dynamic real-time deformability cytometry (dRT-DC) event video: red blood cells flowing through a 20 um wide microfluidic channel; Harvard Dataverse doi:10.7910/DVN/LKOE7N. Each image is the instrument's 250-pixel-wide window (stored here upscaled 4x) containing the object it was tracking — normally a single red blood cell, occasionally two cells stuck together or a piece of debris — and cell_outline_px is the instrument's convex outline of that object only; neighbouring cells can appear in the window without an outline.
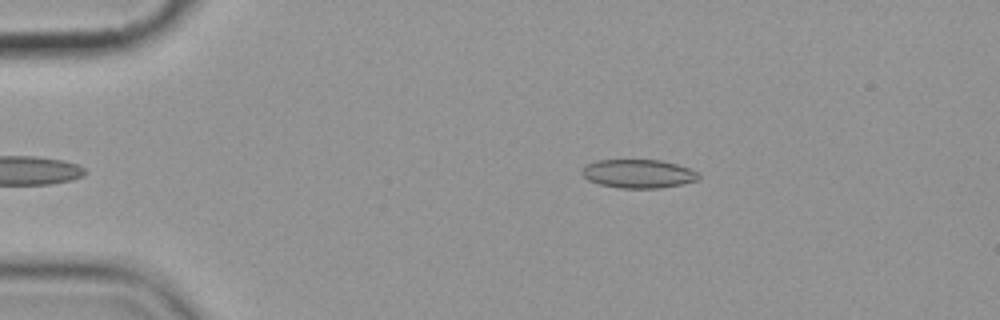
{"species": "common noctule bat (a hibernating species)", "species_latin": "Nyctalus noctula", "temperature_condition": "cold", "stored_images_in_passage": 4, "camera_frame_rate_fps": 3000, "um_per_image_px": 0.085, "animal": {"sex": "female", "body_mass_g": 19.9}, "frame": {"image": 1, "passage_image": 4, "time_ms": 4.333, "image_size_px": [1000, 320], "cell_outline_px": [[700, 176], [696, 180], [680, 184], [660, 188], [620, 188], [600, 184], [588, 180], [580, 172], [584, 164], [596, 160], [660, 160], [676, 164], [688, 168], [696, 172]], "centroid_in_image_um": [54.19, 14.76], "position_along_channel_um": 30.8, "area_um2": 19.36}}